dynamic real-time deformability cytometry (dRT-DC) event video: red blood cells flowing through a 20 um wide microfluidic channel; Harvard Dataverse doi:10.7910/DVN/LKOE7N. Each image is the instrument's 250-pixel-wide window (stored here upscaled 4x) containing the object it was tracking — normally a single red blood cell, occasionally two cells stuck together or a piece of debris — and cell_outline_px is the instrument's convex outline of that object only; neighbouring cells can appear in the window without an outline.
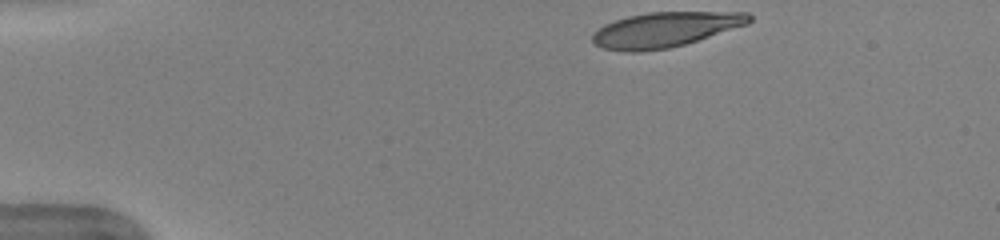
{"species": "human", "species_latin": "Homo sapiens", "temperature_condition": "warm", "stored_images_in_passage": 43, "camera_frame_rate_fps": 3000, "um_per_image_px": 0.085, "donor": {"sex": "female"}, "frame": {"image": 1, "passage_image": 1, "time_ms": 0.0, "image_size_px": [1000, 240], "cell_outline_px": [[752, 20], [748, 24], [684, 44], [668, 48], [640, 52], [624, 52], [604, 48], [596, 44], [592, 40], [592, 36], [604, 24], [628, 16], [648, 12], [748, 12], [752, 16]], "centroid_in_image_um": [56.55, 2.51], "position_along_channel_um": 28.4, "area_um2": 31.73}}
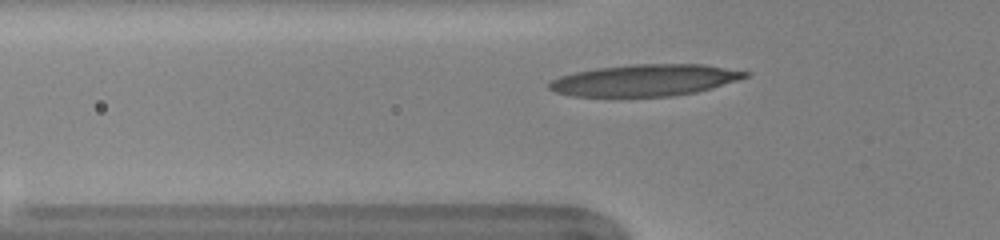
{"frame": {"image": 2, "passage_image": 10, "time_ms": 3.0, "image_size_px": [1000, 240], "cell_outline_px": [[748, 76], [712, 88], [696, 92], [672, 96], [572, 96], [556, 92], [548, 88], [548, 84], [552, 80], [560, 76], [576, 72], [596, 68], [632, 64], [704, 64], [748, 72]], "centroid_in_image_um": [54.79, 6.81], "position_along_channel_um": 71.0, "area_um2": 35.84}}
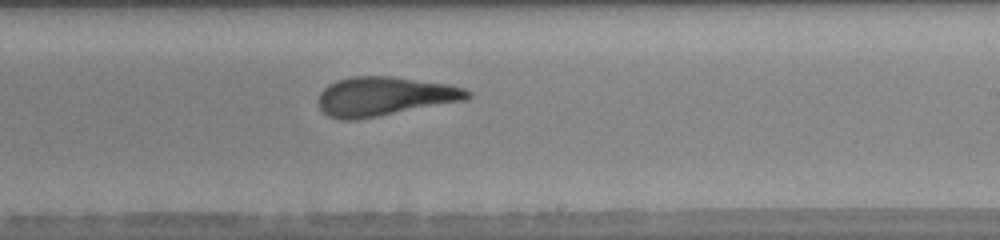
{"frame": {"image": 3, "passage_image": 24, "time_ms": 7.667, "image_size_px": [1000, 240], "cell_outline_px": [[472, 96], [468, 100], [356, 120], [340, 120], [328, 116], [320, 108], [316, 100], [320, 92], [328, 84], [336, 80], [352, 76], [388, 76], [452, 84], [464, 88], [472, 92]], "centroid_in_image_um": [32.69, 8.19], "position_along_channel_um": 256.3, "area_um2": 34.39}, "authors_computed_cell_mechanics": {"area_um2": 33.6396, "velocity_mm_per_s": 3.9757, "shape_relaxation_time_tau1_ms": 4.8776, "shape_relaxation_time_tau2_ms": 1.5434, "deformation_change_tau1": 0.2116, "deformation_change_tau2": 0.1126}}